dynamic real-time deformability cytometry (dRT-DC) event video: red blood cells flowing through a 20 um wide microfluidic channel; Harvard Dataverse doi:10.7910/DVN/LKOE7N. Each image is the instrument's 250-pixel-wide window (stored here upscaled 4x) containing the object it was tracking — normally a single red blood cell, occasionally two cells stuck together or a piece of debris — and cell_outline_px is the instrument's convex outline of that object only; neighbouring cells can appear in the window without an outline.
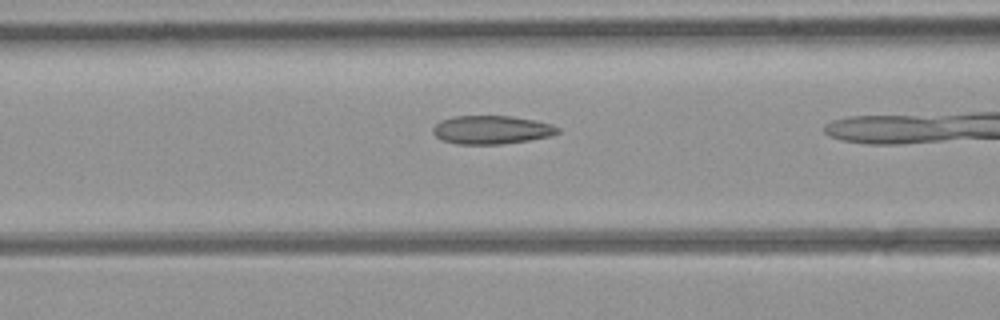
{"species": "common noctule bat (a hibernating species)", "species_latin": "Nyctalus noctula", "temperature_condition": "room temperature", "stored_images_in_passage": 9, "camera_frame_rate_fps": 3000, "um_per_image_px": 0.085, "animal": {"sex": "female", "body_mass_g": 21.9}, "frame": {"image": 1, "passage_image": 7, "time_ms": 2.0, "image_size_px": [1000, 320], "cell_outline_px": [[560, 132], [552, 136], [504, 144], [456, 144], [440, 140], [432, 132], [432, 128], [440, 120], [456, 116], [512, 116], [536, 120], [552, 124], [560, 128]], "centroid_in_image_um": [41.79, 11.03], "position_along_channel_um": 124.8, "area_um2": 20.92}}